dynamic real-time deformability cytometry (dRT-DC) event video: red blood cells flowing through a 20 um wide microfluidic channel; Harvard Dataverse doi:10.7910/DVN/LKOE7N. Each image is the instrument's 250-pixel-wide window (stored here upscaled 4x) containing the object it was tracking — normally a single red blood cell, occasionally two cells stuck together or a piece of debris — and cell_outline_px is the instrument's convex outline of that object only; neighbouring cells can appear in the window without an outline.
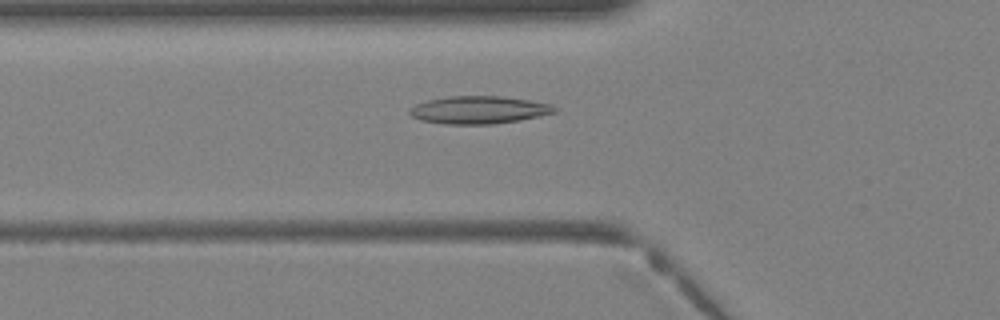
{"species": "Egyptian fruit bat (a non-hibernating species)", "species_latin": "Rousettus aegyptiacus", "temperature_condition": "warm", "stored_images_in_passage": 31, "camera_frame_rate_fps": 3000, "um_per_image_px": 0.085, "animal": {"sex": "female"}, "frame": {"image": 1, "passage_image": 7, "time_ms": 2.0, "image_size_px": [1000, 320], "cell_outline_px": [[556, 112], [520, 120], [492, 124], [444, 124], [420, 120], [412, 116], [408, 112], [416, 104], [428, 100], [448, 96], [500, 96], [528, 100], [552, 104], [556, 108]], "centroid_in_image_um": [40.7, 9.34], "position_along_channel_um": 85.1, "area_um2": 23.24}}
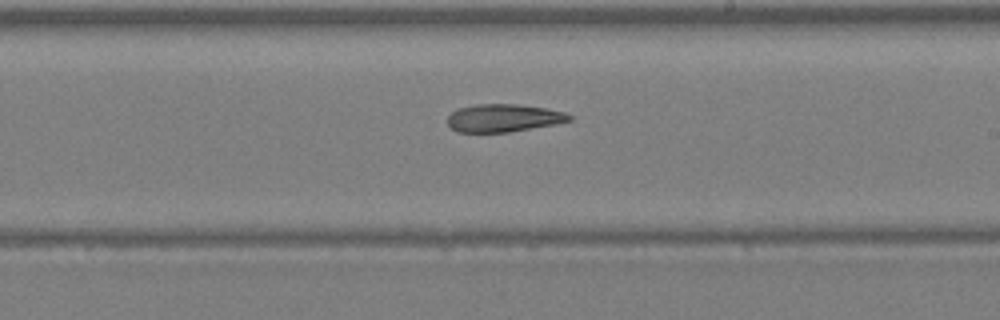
{"frame": {"image": 2, "passage_image": 16, "time_ms": 5.0, "image_size_px": [1000, 320], "cell_outline_px": [[572, 120], [556, 124], [508, 132], [460, 132], [452, 128], [448, 124], [448, 116], [452, 112], [460, 108], [476, 104], [516, 104], [548, 108], [564, 112], [572, 116]], "centroid_in_image_um": [42.83, 10.02], "position_along_channel_um": 246.2, "area_um2": 19.65}}
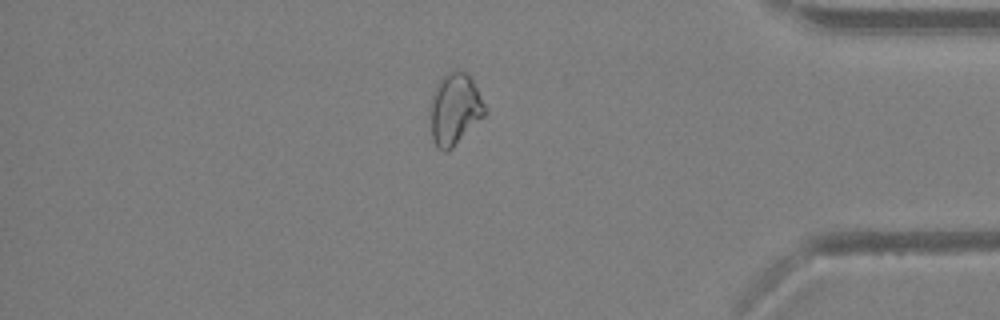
{"frame": {"image": 3, "passage_image": 26, "time_ms": 8.333, "image_size_px": [1000, 320], "cell_outline_px": [[488, 112], [448, 152], [444, 152], [432, 140], [428, 116], [428, 112], [432, 96], [436, 84], [444, 72], [456, 68], [460, 68], [472, 80], [488, 108]], "centroid_in_image_um": [38.63, 9.24], "position_along_channel_um": 396.6, "area_um2": 23.47}}